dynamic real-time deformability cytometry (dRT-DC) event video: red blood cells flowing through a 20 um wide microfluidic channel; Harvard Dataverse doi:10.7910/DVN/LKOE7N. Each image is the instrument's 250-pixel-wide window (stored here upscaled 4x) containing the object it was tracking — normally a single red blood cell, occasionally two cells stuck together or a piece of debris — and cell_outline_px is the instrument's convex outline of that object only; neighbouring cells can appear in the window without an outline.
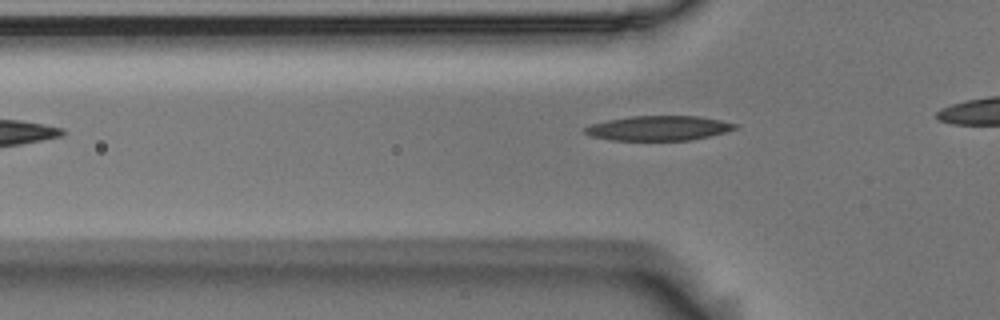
{"species": "Egyptian fruit bat (a non-hibernating species)", "species_latin": "Rousettus aegyptiacus", "temperature_condition": "room temperature", "stored_images_in_passage": 28, "camera_frame_rate_fps": 3000, "um_per_image_px": 0.085, "animal": {"sex": "male"}, "frame": {"image": 1, "passage_image": 2, "time_ms": 0.333, "image_size_px": [1000, 320], "cell_outline_px": [[740, 124], [736, 128], [724, 132], [692, 140], [612, 140], [592, 136], [584, 132], [584, 128], [592, 124], [608, 120], [632, 116], [700, 116]], "centroid_in_image_um": [56.01, 10.89], "position_along_channel_um": 69.8, "area_um2": 21.44}}
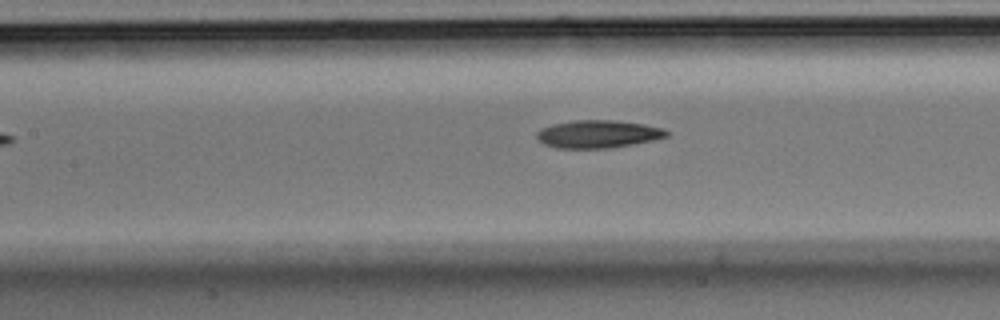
{"frame": {"image": 2, "passage_image": 9, "time_ms": 2.667, "image_size_px": [1000, 320], "cell_outline_px": [[668, 136], [652, 140], [608, 148], [556, 148], [544, 144], [536, 136], [536, 132], [540, 128], [552, 124], [572, 120], [616, 120], [644, 124], [660, 128], [668, 132]], "centroid_in_image_um": [50.77, 11.38], "position_along_channel_um": 156.6, "area_um2": 20.87}}
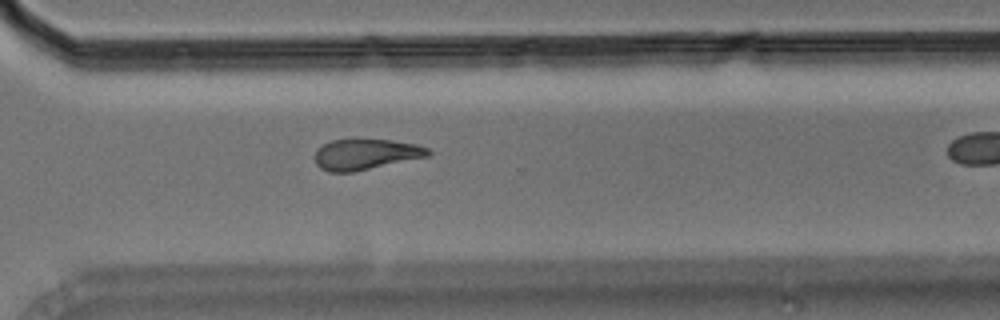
{"frame": {"image": 3, "passage_image": 24, "time_ms": 7.667, "image_size_px": [1000, 320], "cell_outline_px": [[432, 152], [428, 156], [352, 172], [328, 172], [320, 168], [316, 164], [316, 152], [324, 144], [332, 140], [392, 140], [416, 144], [428, 148]], "centroid_in_image_um": [31.1, 13.12], "position_along_channel_um": 339.5, "area_um2": 19.88}}